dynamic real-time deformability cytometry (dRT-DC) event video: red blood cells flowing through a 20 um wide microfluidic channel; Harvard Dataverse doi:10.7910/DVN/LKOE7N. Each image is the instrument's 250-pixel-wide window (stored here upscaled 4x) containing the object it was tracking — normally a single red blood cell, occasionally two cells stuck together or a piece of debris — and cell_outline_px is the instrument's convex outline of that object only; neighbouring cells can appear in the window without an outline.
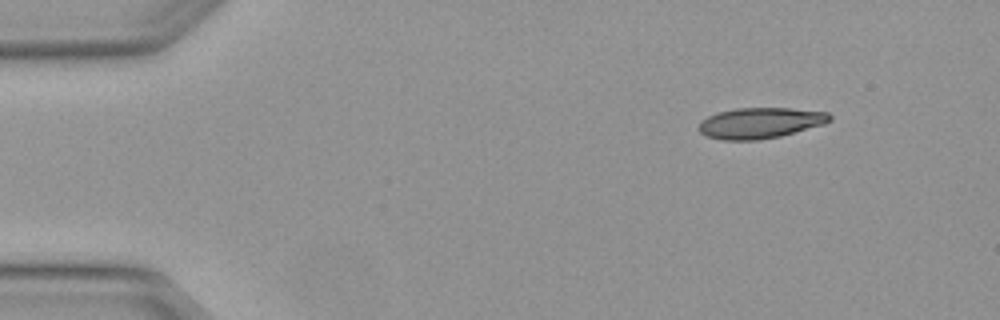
{"species": "Egyptian fruit bat (a non-hibernating species)", "species_latin": "Rousettus aegyptiacus", "temperature_condition": "warm", "stored_images_in_passage": 5, "camera_frame_rate_fps": 3000, "um_per_image_px": 0.085, "animal": {"sex": "female"}, "frame": {"image": 1, "passage_image": 5, "time_ms": 1.333, "image_size_px": [1000, 320], "cell_outline_px": [[832, 120], [824, 124], [780, 136], [756, 140], [720, 140], [708, 136], [700, 132], [696, 128], [700, 120], [716, 112], [736, 108], [792, 108], [828, 112], [832, 116]], "centroid_in_image_um": [64.59, 10.44], "position_along_channel_um": 20.4, "area_um2": 23.7}}